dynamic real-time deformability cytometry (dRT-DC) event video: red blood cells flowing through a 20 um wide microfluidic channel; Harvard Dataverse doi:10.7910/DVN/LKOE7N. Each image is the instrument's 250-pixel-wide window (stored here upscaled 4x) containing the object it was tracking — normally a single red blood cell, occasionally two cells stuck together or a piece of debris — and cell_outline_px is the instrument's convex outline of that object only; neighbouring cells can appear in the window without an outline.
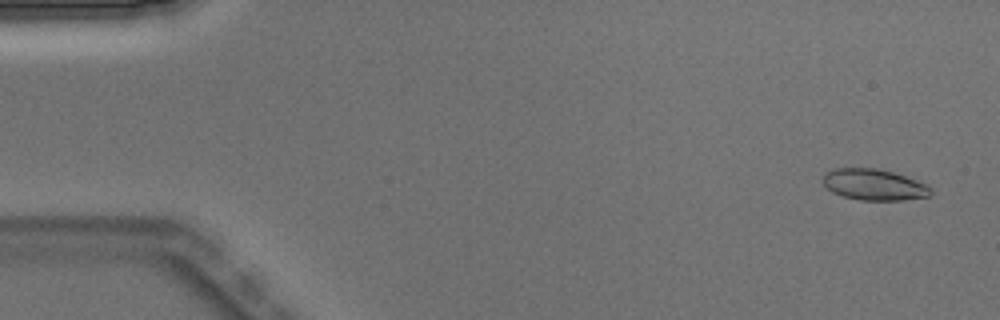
{"species": "Egyptian fruit bat (a non-hibernating species)", "species_latin": "Rousettus aegyptiacus", "temperature_condition": "warm", "stored_images_in_passage": 3, "camera_frame_rate_fps": 3000, "um_per_image_px": 0.085, "animal": {"sex": "male"}, "frame": {"image": 1, "passage_image": 1, "time_ms": 0.0, "image_size_px": [1000, 320], "cell_outline_px": [[932, 196], [904, 200], [860, 200], [844, 196], [832, 192], [824, 184], [824, 172], [832, 168], [876, 168], [892, 172], [904, 176], [924, 184], [932, 188]], "centroid_in_image_um": [74.29, 15.7], "position_along_channel_um": 10.7, "area_um2": 19.48}}